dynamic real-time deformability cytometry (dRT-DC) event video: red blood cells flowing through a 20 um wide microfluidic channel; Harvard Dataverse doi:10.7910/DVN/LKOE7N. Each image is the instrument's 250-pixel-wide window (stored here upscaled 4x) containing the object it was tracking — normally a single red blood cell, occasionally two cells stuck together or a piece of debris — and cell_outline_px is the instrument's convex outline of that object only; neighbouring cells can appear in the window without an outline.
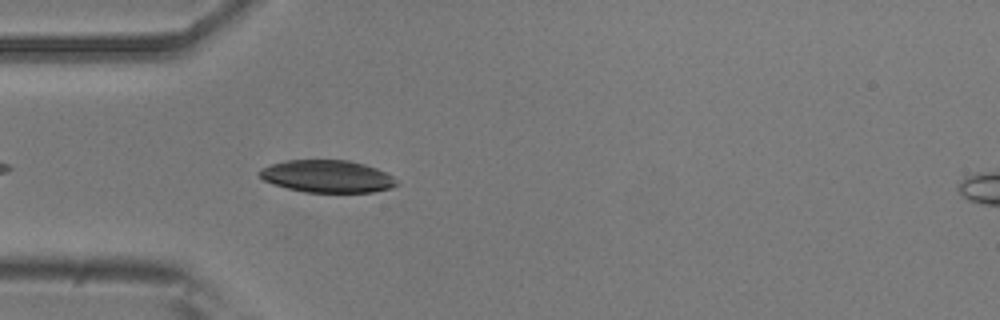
{"species": "common noctule bat (a hibernating species)", "species_latin": "Nyctalus noctula", "temperature_condition": "room temperature", "stored_images_in_passage": 36, "camera_frame_rate_fps": 3000, "um_per_image_px": 0.085, "animal": {"sex": "male", "body_mass_g": 20.5, "forearm_length_mm": 52.5}, "frame": {"image": 1, "passage_image": 4, "time_ms": 1.0, "image_size_px": [1000, 320], "cell_outline_px": [[396, 184], [392, 188], [372, 192], [304, 192], [288, 188], [264, 180], [260, 176], [260, 168], [272, 164], [288, 160], [348, 160], [364, 164], [376, 168], [392, 176], [396, 180]], "centroid_in_image_um": [27.82, 14.99], "position_along_channel_um": 57.2, "area_um2": 25.55}}
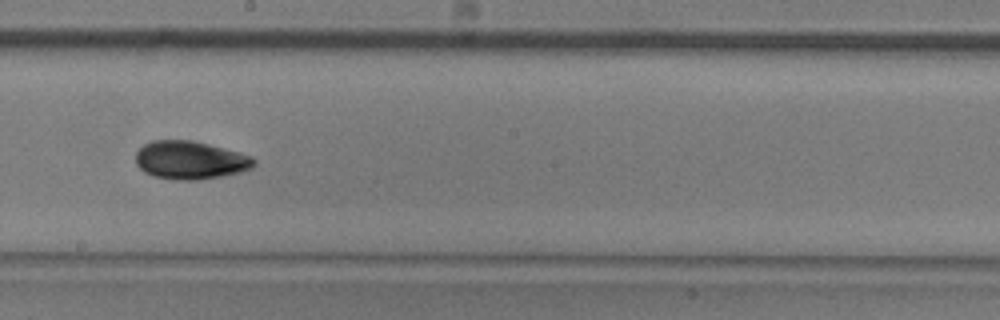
{"frame": {"image": 2, "passage_image": 18, "time_ms": 5.667, "image_size_px": [1000, 320], "cell_outline_px": [[256, 164], [252, 168], [240, 172], [220, 176], [196, 180], [184, 180], [156, 176], [144, 172], [136, 164], [136, 152], [144, 144], [152, 140], [192, 140], [240, 152], [252, 156], [256, 160]], "centroid_in_image_um": [16.19, 13.6], "position_along_channel_um": 232.0, "area_um2": 26.18}}
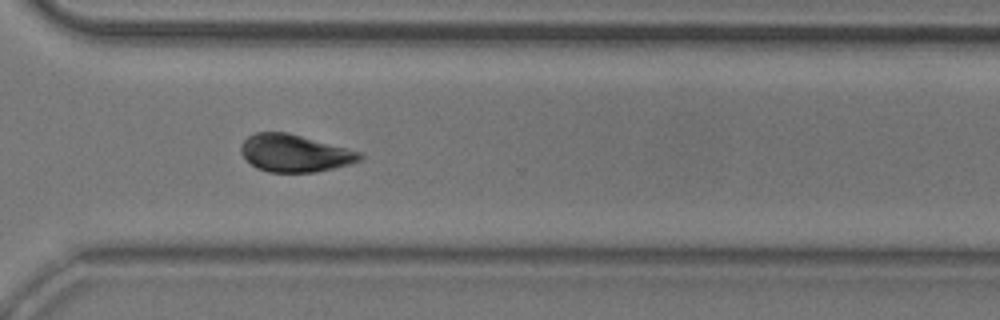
{"frame": {"image": 3, "passage_image": 27, "time_ms": 8.667, "image_size_px": [1000, 320], "cell_outline_px": [[364, 156], [360, 160], [348, 164], [316, 172], [268, 172], [256, 168], [240, 152], [240, 144], [248, 136], [256, 132], [288, 132], [360, 152]], "centroid_in_image_um": [25.01, 13.02], "position_along_channel_um": 345.6, "area_um2": 25.66}, "authors_computed_cell_mechanics": {"area_um2": 25.6632, "velocity_mm_per_s": 3.8031, "shape_relaxation_time_tau1_ms": 2.2593, "shape_relaxation_time_tau2_ms": 5.9455, "deformation_change_tau1": 0.0824, "deformation_change_tau2": 0.1127}}